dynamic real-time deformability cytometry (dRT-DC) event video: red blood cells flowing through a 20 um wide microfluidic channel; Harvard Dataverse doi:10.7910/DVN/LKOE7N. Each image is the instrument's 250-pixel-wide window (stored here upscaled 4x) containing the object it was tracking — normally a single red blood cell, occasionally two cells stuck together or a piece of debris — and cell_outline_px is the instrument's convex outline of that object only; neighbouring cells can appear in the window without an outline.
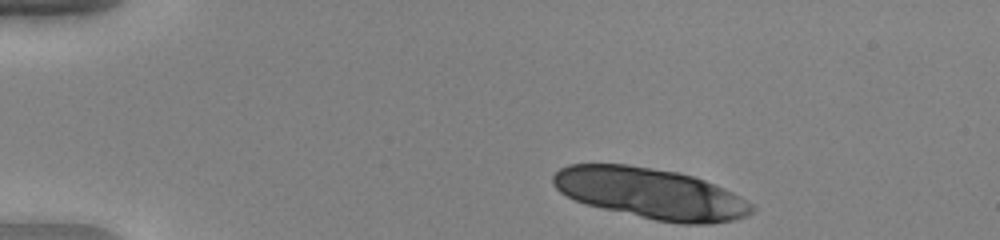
{"species": "human", "species_latin": "Homo sapiens", "temperature_condition": "warm", "stored_images_in_passage": 39, "camera_frame_rate_fps": 3000, "um_per_image_px": 0.085, "donor": {"sex": "female"}, "frame": {"image": 1, "passage_image": 1, "time_ms": 0.0, "image_size_px": [1000, 240], "cell_outline_px": [[756, 208], [748, 216], [732, 220], [708, 224], [684, 224], [656, 220], [584, 204], [560, 192], [552, 184], [552, 176], [560, 168], [568, 164], [628, 164], [680, 172], [716, 184], [740, 196], [752, 204]], "centroid_in_image_um": [55.31, 16.43], "position_along_channel_um": 29.7, "area_um2": 58.9}}
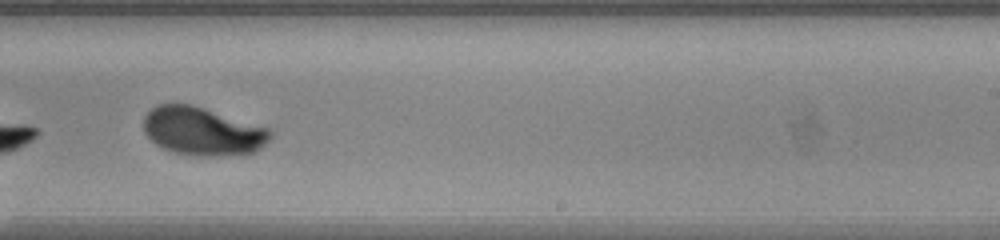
{"frame": {"image": 2, "passage_image": 26, "time_ms": 8.333, "image_size_px": [1000, 240], "cell_outline_px": [[272, 136], [260, 148], [252, 152], [216, 156], [204, 156], [172, 152], [156, 144], [144, 132], [144, 116], [156, 104], [192, 104], [268, 128], [272, 132]], "centroid_in_image_um": [17.19, 11.14], "position_along_channel_um": 271.8, "area_um2": 35.2}}
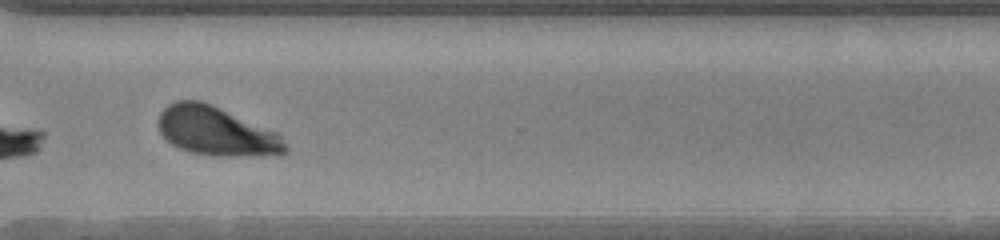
{"frame": {"image": 3, "passage_image": 32, "time_ms": 10.333, "image_size_px": [1000, 240], "cell_outline_px": [[288, 152], [280, 156], [212, 156], [188, 152], [172, 144], [160, 132], [156, 124], [156, 120], [160, 112], [168, 104], [176, 100], [200, 100], [212, 104], [276, 132], [280, 136], [288, 148]], "centroid_in_image_um": [18.38, 11.17], "position_along_channel_um": 352.2, "area_um2": 36.7}, "authors_computed_cell_mechanics": {"area_um2": 37.1654, "velocity_mm_per_s": 4.0065, "shape_relaxation_time_tau1_ms": 2.7146, "shape_relaxation_time_tau2_ms": null, "deformation_change_tau1": 0.1866, "deformation_change_tau2": null}}